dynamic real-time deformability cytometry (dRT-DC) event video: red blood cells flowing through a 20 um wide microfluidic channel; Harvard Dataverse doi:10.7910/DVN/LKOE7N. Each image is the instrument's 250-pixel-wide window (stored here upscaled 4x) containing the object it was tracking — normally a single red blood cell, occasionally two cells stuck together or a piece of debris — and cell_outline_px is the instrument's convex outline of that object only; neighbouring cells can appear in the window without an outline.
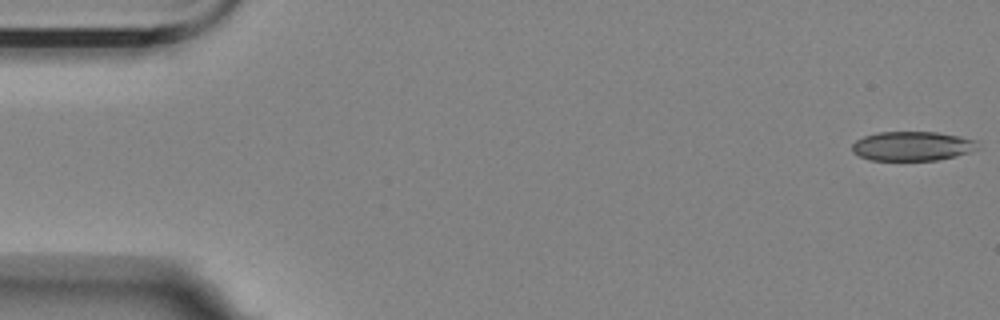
{"species": "Egyptian fruit bat (a non-hibernating species)", "species_latin": "Rousettus aegyptiacus", "temperature_condition": "room temperature", "stored_images_in_passage": 22, "camera_frame_rate_fps": 3000, "um_per_image_px": 0.085, "animal": {"sex": "female"}, "frame": {"image": 1, "passage_image": 1, "time_ms": 0.0, "image_size_px": [1000, 320], "cell_outline_px": [[980, 140], [976, 148], [968, 152], [956, 156], [936, 160], [868, 160], [852, 152], [852, 144], [856, 140], [864, 136], [880, 132], [936, 132], [960, 136]], "centroid_in_image_um": [77.54, 12.41], "position_along_channel_um": 7.5, "area_um2": 21.5}}
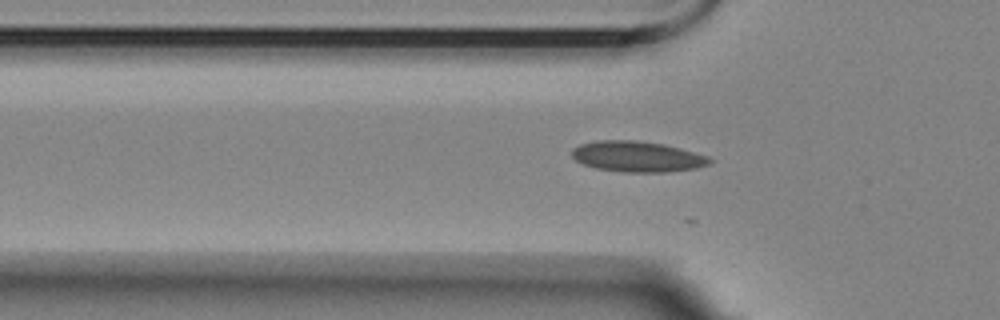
{"frame": {"image": 2, "passage_image": 18, "time_ms": 5.667, "image_size_px": [1000, 320], "cell_outline_px": [[712, 160], [708, 164], [696, 168], [664, 172], [624, 172], [596, 168], [584, 164], [576, 160], [572, 156], [572, 148], [580, 144], [596, 140], [632, 140], [664, 144], [680, 148], [708, 156]], "centroid_in_image_um": [54.15, 13.3], "position_along_channel_um": 71.7, "area_um2": 24.51}}
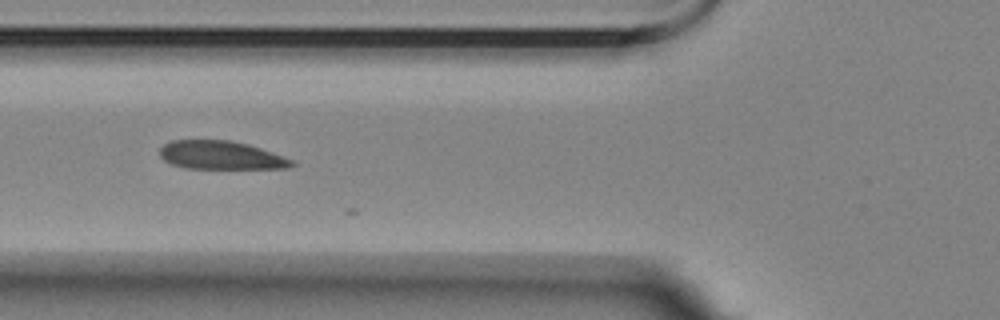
{"frame": {"image": 3, "passage_image": 21, "time_ms": 6.667, "image_size_px": [1000, 320], "cell_outline_px": [[296, 164], [288, 168], [184, 168], [172, 164], [164, 160], [160, 156], [160, 148], [164, 144], [172, 140], [232, 140], [248, 144], [272, 152], [292, 160]], "centroid_in_image_um": [18.76, 13.19], "position_along_channel_um": 107.0, "area_um2": 21.73}}